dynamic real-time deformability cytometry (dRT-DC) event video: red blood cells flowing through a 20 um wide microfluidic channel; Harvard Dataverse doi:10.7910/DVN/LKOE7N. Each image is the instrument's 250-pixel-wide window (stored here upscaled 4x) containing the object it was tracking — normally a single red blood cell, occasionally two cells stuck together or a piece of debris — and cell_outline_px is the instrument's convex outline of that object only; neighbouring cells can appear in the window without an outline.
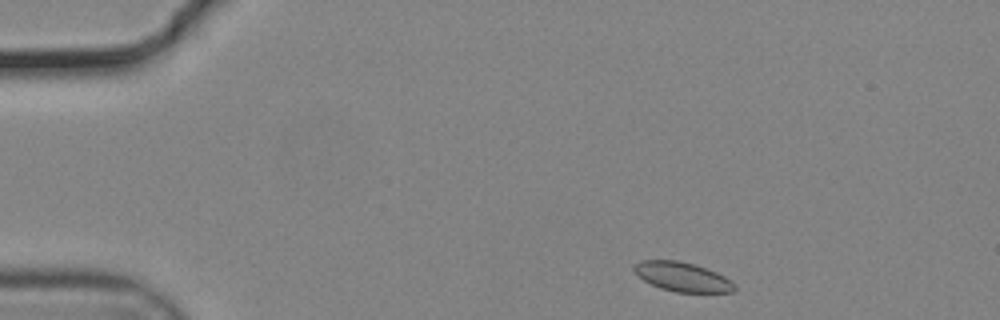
{"species": "common noctule bat (a hibernating species)", "species_latin": "Nyctalus noctula", "temperature_condition": "cold", "stored_images_in_passage": 49, "camera_frame_rate_fps": 3000, "um_per_image_px": 0.085, "animal": {"sex": "male", "body_mass_g": 19.2, "forearm_length_mm": 51.8}, "frame": {"image": 1, "passage_image": 2, "time_ms": 0.333, "image_size_px": [1000, 320], "cell_outline_px": [[736, 288], [732, 292], [676, 292], [660, 288], [644, 280], [632, 268], [640, 260], [676, 260], [692, 264], [716, 272], [732, 280], [736, 284]], "centroid_in_image_um": [58.03, 23.53], "position_along_channel_um": 27.0, "area_um2": 16.94}}
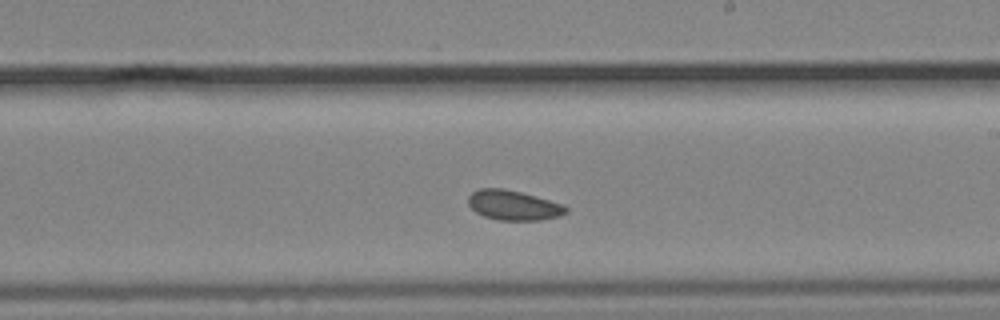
{"frame": {"image": 2, "passage_image": 26, "time_ms": 8.333, "image_size_px": [1000, 320], "cell_outline_px": [[568, 212], [560, 216], [540, 220], [500, 220], [484, 216], [476, 212], [468, 204], [468, 196], [472, 192], [480, 188], [504, 188], [536, 196], [564, 204], [568, 208]], "centroid_in_image_um": [43.66, 17.44], "position_along_channel_um": 245.3, "area_um2": 17.05}}
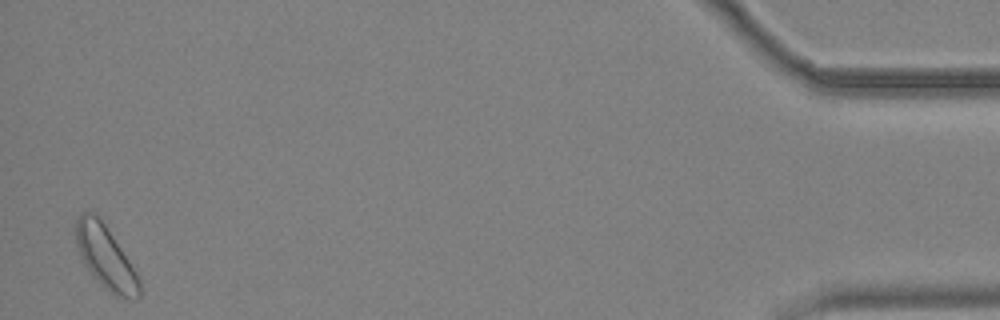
{"frame": {"image": 3, "passage_image": 48, "time_ms": 15.667, "image_size_px": [1000, 320], "cell_outline_px": [[140, 300], [132, 300], [120, 296], [112, 292], [84, 264], [80, 256], [76, 244], [76, 220], [80, 212], [92, 212], [104, 224], [136, 272], [140, 280]], "centroid_in_image_um": [8.98, 21.86], "position_along_channel_um": 426.2, "area_um2": 22.31}, "authors_computed_cell_mechanics": {"area_um2": 17.4556, "velocity_mm_per_s": 3.6589, "shape_relaxation_time_tau1_ms": null, "shape_relaxation_time_tau2_ms": 4.9356, "deformation_change_tau1": null, "deformation_change_tau2": 0.0614}}